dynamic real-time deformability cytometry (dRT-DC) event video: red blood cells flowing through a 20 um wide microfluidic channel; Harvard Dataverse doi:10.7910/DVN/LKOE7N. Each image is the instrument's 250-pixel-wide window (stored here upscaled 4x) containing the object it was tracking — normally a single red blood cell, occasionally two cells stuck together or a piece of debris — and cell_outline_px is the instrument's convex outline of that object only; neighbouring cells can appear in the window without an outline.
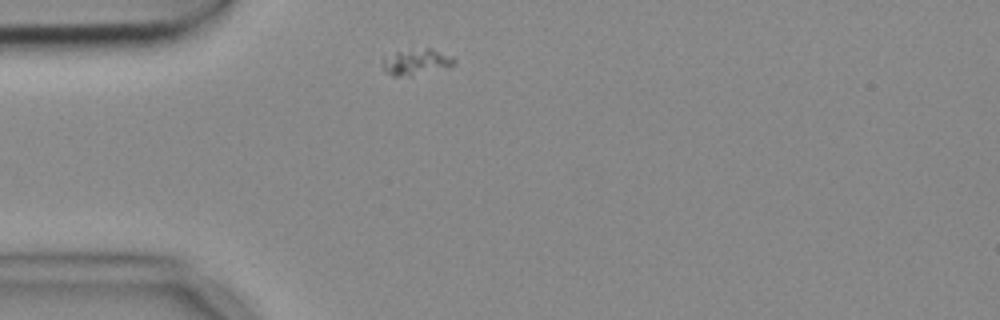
{"species": "common noctule bat (a hibernating species)", "species_latin": "Nyctalus noctula", "temperature_condition": "cold", "stored_images_in_passage": 1, "camera_frame_rate_fps": 3000, "um_per_image_px": 0.085, "animal": {"sex": "female", "body_mass_g": 18.4}, "frame": {"image": 1, "passage_image": 1, "time_ms": 0.0, "image_size_px": [1000, 320], "cell_outline_px": [[456, 64], [448, 68], [396, 76], [392, 76], [384, 68], [384, 56], [396, 52], [428, 48], [432, 48], [452, 56], [456, 60]], "centroid_in_image_um": [35.46, 5.24], "position_along_channel_um": 49.5, "area_um2": 10.4}}